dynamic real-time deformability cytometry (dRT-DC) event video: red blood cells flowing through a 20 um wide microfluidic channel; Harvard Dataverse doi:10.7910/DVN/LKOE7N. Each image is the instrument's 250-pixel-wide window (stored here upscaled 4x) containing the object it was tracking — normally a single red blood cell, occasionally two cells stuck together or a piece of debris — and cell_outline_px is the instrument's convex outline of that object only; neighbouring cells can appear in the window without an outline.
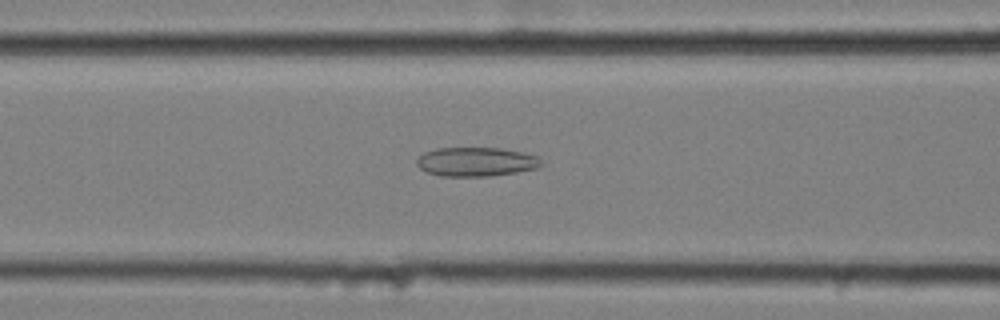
{"species": "common noctule bat (a hibernating species)", "species_latin": "Nyctalus noctula", "temperature_condition": "cold", "stored_images_in_passage": 47, "camera_frame_rate_fps": 3000, "um_per_image_px": 0.085, "animal": {"sex": "female", "body_mass_g": 25.1}, "frame": {"image": 1, "passage_image": 13, "time_ms": 4.0, "image_size_px": [1000, 320], "cell_outline_px": [[544, 164], [536, 168], [516, 172], [488, 176], [440, 176], [428, 172], [420, 168], [416, 164], [416, 160], [424, 152], [436, 148], [500, 148], [520, 152], [536, 156]], "centroid_in_image_um": [40.44, 13.75], "position_along_channel_um": 126.2, "area_um2": 20.92}}
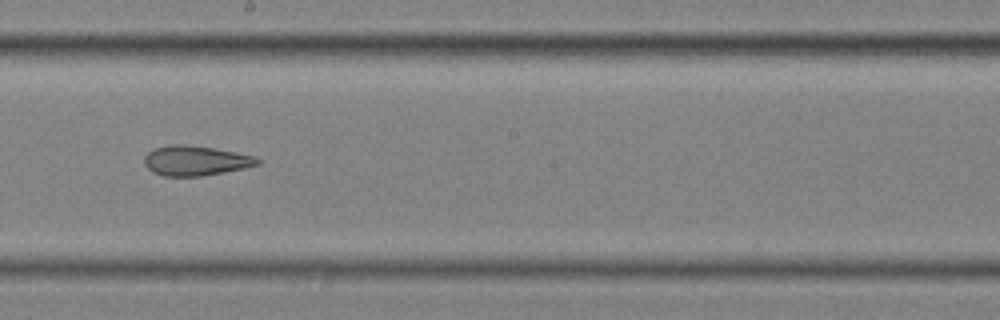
{"frame": {"image": 2, "passage_image": 22, "time_ms": 7.0, "image_size_px": [1000, 320], "cell_outline_px": [[260, 164], [244, 168], [224, 172], [200, 176], [164, 176], [152, 172], [144, 164], [144, 156], [152, 148], [172, 144], [184, 144], [212, 148], [236, 152], [252, 156], [260, 160]], "centroid_in_image_um": [16.57, 13.65], "position_along_channel_um": 231.6, "area_um2": 19.65}}
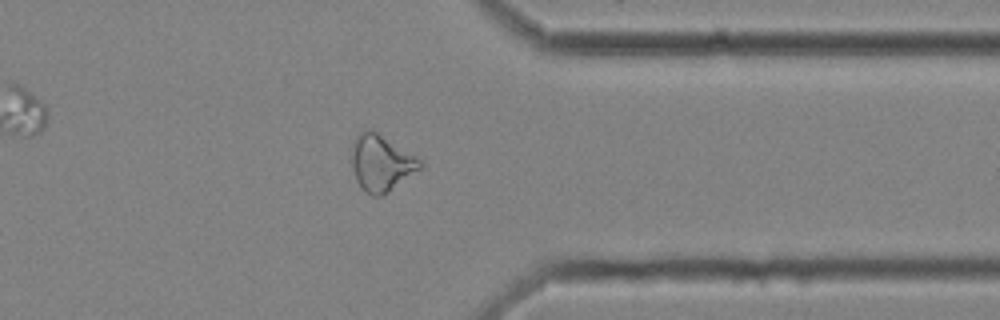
{"frame": {"image": 3, "passage_image": 35, "time_ms": 11.333, "image_size_px": [1000, 320], "cell_outline_px": [[424, 164], [420, 168], [388, 192], [380, 196], [372, 196], [364, 192], [356, 180], [352, 168], [352, 152], [356, 136], [360, 132], [368, 128], [372, 128], [420, 160]], "centroid_in_image_um": [32.36, 13.85], "position_along_channel_um": 379.0, "area_um2": 22.08}, "authors_computed_cell_mechanics": {"area_um2": 22.0796, "velocity_mm_per_s": 3.5225, "shape_relaxation_time_tau1_ms": null, "shape_relaxation_time_tau2_ms": 4.4568, "deformation_change_tau1": null, "deformation_change_tau2": 0.1431}}